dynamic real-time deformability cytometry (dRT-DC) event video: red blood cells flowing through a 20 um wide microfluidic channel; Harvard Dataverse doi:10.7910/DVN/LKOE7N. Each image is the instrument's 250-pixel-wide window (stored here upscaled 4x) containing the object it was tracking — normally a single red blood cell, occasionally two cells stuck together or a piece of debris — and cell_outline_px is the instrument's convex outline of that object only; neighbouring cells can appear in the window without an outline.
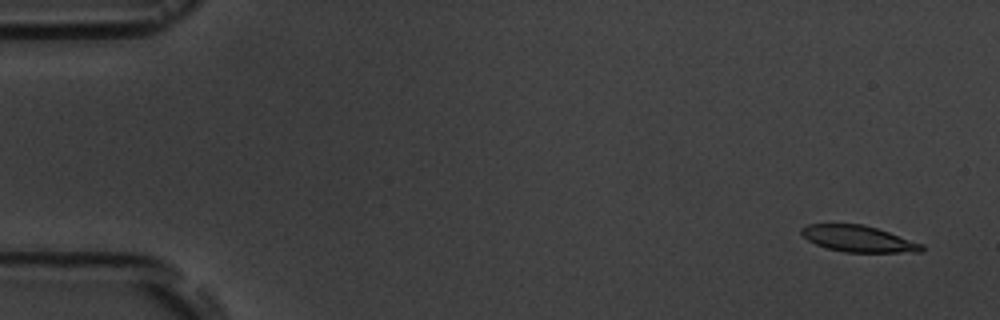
{"species": "common noctule bat (a hibernating species)", "species_latin": "Nyctalus noctula", "temperature_condition": "room temperature", "stored_images_in_passage": 4, "camera_frame_rate_fps": 3000, "um_per_image_px": 0.085, "animal": {"sex": "male", "body_mass_g": 19.5, "forearm_length_mm": 54.6}, "frame": {"image": 1, "passage_image": 1, "time_ms": 0.0, "image_size_px": [1000, 320], "cell_outline_px": [[924, 248], [920, 252], [844, 252], [828, 248], [816, 244], [808, 240], [800, 232], [800, 228], [808, 224], [860, 224], [876, 228], [924, 244]], "centroid_in_image_um": [72.95, 20.3], "position_along_channel_um": 12.0, "area_um2": 18.26}}